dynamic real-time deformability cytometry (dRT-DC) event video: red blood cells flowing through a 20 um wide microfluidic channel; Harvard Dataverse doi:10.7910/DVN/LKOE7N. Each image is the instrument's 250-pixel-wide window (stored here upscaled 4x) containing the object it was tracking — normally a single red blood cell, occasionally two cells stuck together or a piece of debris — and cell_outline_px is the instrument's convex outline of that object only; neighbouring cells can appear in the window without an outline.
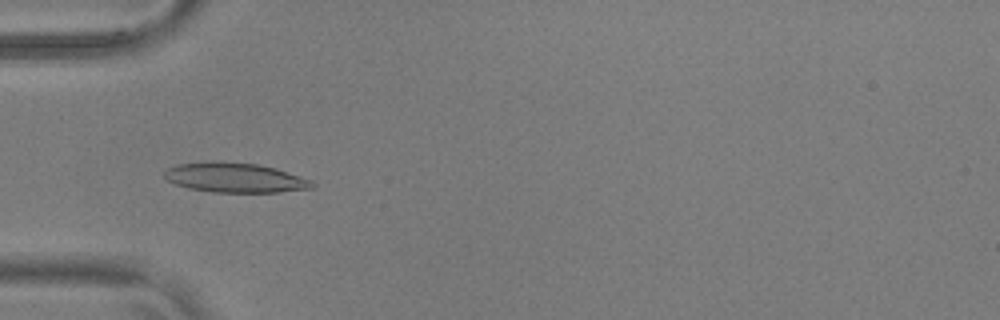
{"species": "common noctule bat (a hibernating species)", "species_latin": "Nyctalus noctula", "temperature_condition": "warm", "stored_images_in_passage": 55, "camera_frame_rate_fps": 3000, "um_per_image_px": 0.085, "animal": {"sex": "male", "body_mass_g": 17.9, "forearm_length_mm": 54.2}, "frame": {"image": 1, "passage_image": 18, "time_ms": 5.667, "image_size_px": [1000, 320], "cell_outline_px": [[316, 188], [280, 192], [212, 192], [188, 188], [176, 184], [168, 180], [164, 176], [164, 172], [168, 168], [176, 164], [256, 164], [276, 168], [312, 180], [316, 184]], "centroid_in_image_um": [20.08, 15.15], "position_along_channel_um": 64.9, "area_um2": 24.68}}
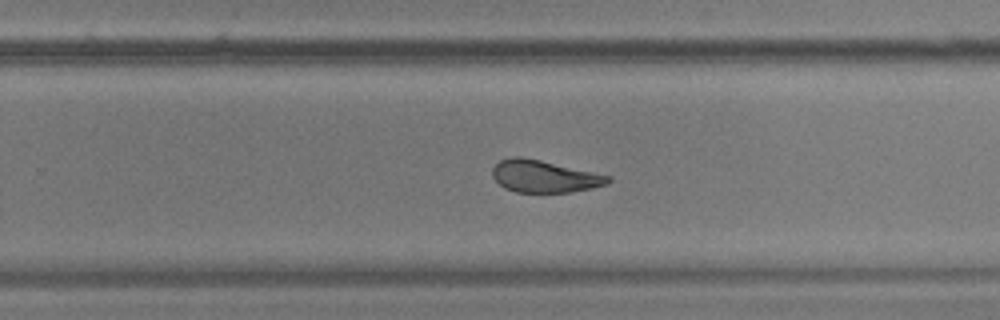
{"frame": {"image": 2, "passage_image": 36, "time_ms": 11.667, "image_size_px": [1000, 320], "cell_outline_px": [[612, 180], [608, 184], [592, 188], [572, 192], [516, 192], [504, 188], [492, 176], [492, 168], [500, 160], [512, 156], [520, 156], [540, 160], [612, 176]], "centroid_in_image_um": [46.28, 14.99], "position_along_channel_um": 283.5, "area_um2": 21.73}}
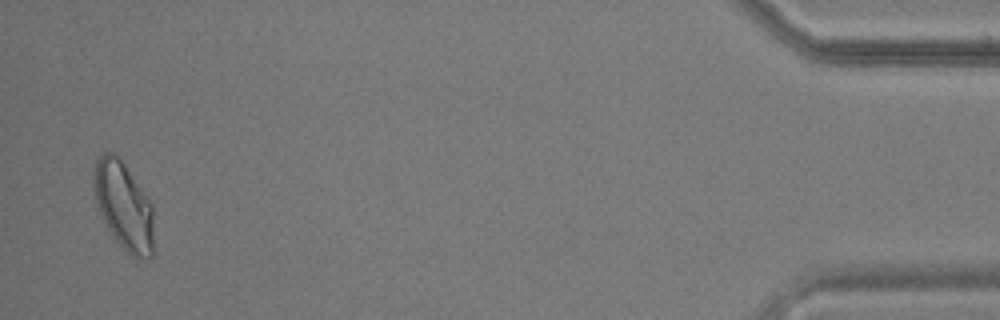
{"frame": {"image": 3, "passage_image": 54, "time_ms": 17.667, "image_size_px": [1000, 320], "cell_outline_px": [[152, 256], [144, 260], [132, 256], [116, 240], [104, 220], [100, 212], [96, 200], [92, 184], [92, 176], [96, 156], [100, 152], [112, 152], [124, 164], [152, 204]], "centroid_in_image_um": [10.47, 17.45], "position_along_channel_um": 424.7, "area_um2": 30.29}, "authors_computed_cell_mechanics": {"area_um2": 23.12, "velocity_mm_per_s": 3.6561, "shape_relaxation_time_tau1_ms": 8.8659, "shape_relaxation_time_tau2_ms": 1.8715, "deformation_change_tau1": 0.2376, "deformation_change_tau2": 0.0918}}